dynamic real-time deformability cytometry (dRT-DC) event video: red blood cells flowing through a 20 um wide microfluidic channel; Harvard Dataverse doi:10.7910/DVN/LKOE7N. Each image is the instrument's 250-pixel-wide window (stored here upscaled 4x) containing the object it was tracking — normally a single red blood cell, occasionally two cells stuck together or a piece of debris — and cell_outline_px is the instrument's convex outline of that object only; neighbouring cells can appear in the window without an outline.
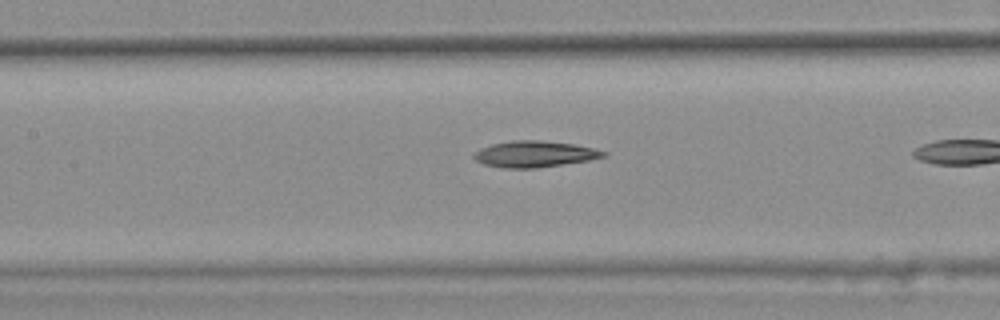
{"species": "common noctule bat (a hibernating species)", "species_latin": "Nyctalus noctula", "temperature_condition": "warm", "stored_images_in_passage": 18, "camera_frame_rate_fps": 3000, "um_per_image_px": 0.085, "animal": {"sex": "female", "body_mass_g": 25.1}, "frame": {"image": 1, "passage_image": 13, "time_ms": 4.0, "image_size_px": [1000, 320], "cell_outline_px": [[608, 156], [588, 160], [536, 168], [504, 168], [484, 164], [476, 160], [472, 156], [472, 152], [480, 148], [492, 144], [512, 140], [540, 140], [572, 144], [592, 148], [608, 152]], "centroid_in_image_um": [45.4, 13.09], "position_along_channel_um": 162.0, "area_um2": 19.77}}
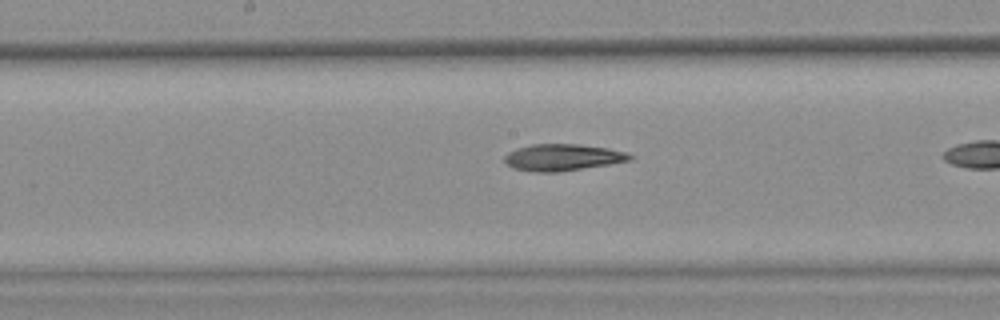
{"frame": {"image": 2, "passage_image": 16, "time_ms": 5.0, "image_size_px": [1000, 320], "cell_outline_px": [[632, 156], [628, 160], [608, 164], [556, 172], [532, 172], [512, 168], [504, 160], [504, 156], [508, 152], [516, 148], [532, 144], [580, 144], [608, 148], [624, 152]], "centroid_in_image_um": [47.74, 13.37], "position_along_channel_um": 200.5, "area_um2": 19.25}}